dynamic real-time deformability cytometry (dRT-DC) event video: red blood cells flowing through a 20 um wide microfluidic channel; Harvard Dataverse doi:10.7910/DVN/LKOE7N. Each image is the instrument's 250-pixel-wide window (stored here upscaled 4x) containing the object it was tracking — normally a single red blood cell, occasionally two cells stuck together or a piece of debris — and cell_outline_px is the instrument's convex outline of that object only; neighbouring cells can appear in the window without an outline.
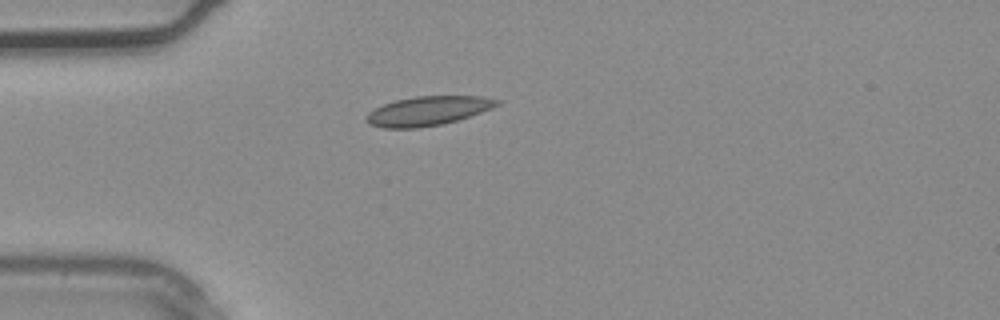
{"species": "common noctule bat (a hibernating species)", "species_latin": "Nyctalus noctula", "temperature_condition": "warm", "stored_images_in_passage": 1, "camera_frame_rate_fps": 3000, "um_per_image_px": 0.085, "animal": {"sex": "male", "body_mass_g": 20.4}, "frame": {"image": 1, "passage_image": 1, "time_ms": 0.0, "image_size_px": [1000, 320], "cell_outline_px": [[500, 104], [492, 108], [444, 124], [420, 128], [384, 128], [368, 124], [364, 120], [368, 112], [384, 104], [396, 100], [416, 96], [480, 96], [500, 100]], "centroid_in_image_um": [36.34, 9.43], "position_along_channel_um": 48.7, "area_um2": 22.2}}